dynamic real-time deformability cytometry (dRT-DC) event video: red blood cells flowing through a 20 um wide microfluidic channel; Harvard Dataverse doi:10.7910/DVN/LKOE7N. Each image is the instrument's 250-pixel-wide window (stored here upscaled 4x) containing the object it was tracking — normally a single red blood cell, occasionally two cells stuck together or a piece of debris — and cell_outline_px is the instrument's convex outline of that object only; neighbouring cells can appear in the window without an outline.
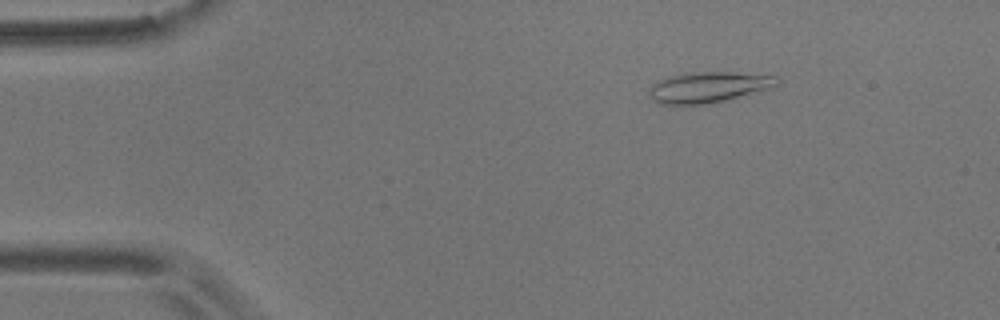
{"species": "common noctule bat (a hibernating species)", "species_latin": "Nyctalus noctula", "temperature_condition": "room temperature", "stored_images_in_passage": 15, "camera_frame_rate_fps": 3000, "um_per_image_px": 0.085, "animal": {"sex": "male", "body_mass_g": 17.9}, "frame": {"image": 1, "passage_image": 3, "time_ms": 2.333, "image_size_px": [1000, 320], "cell_outline_px": [[780, 80], [776, 88], [724, 100], [704, 104], [660, 104], [648, 96], [648, 88], [652, 84], [668, 76], [684, 72], [732, 72], [776, 76]], "centroid_in_image_um": [60.23, 7.4], "position_along_channel_um": 24.8, "area_um2": 23.18}}
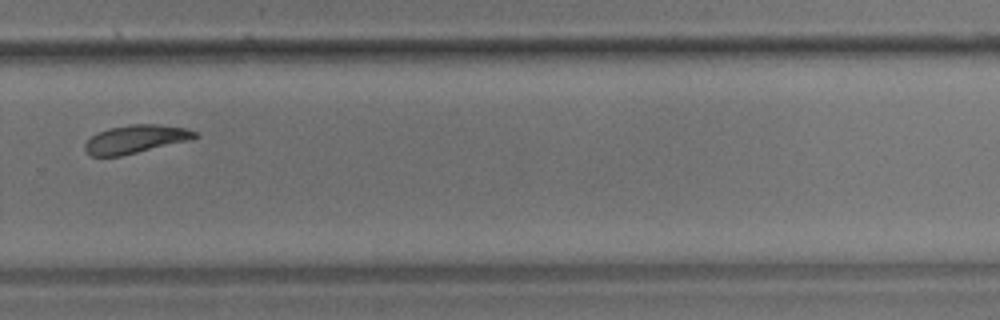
{"frame": {"image": 2, "passage_image": 11, "time_ms": 12.667, "image_size_px": [1000, 320], "cell_outline_px": [[200, 136], [192, 140], [120, 156], [92, 156], [84, 148], [84, 144], [92, 136], [108, 128], [132, 124], [156, 124], [184, 128], [196, 132]], "centroid_in_image_um": [11.56, 11.83], "position_along_channel_um": 318.2, "area_um2": 17.98}}
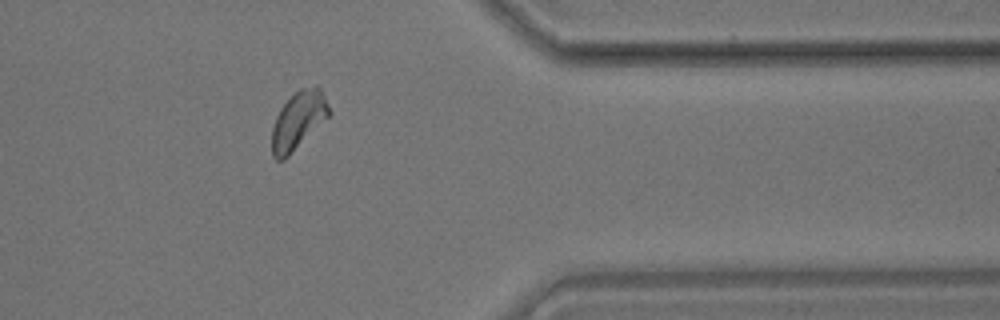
{"frame": {"image": 3, "passage_image": 13, "time_ms": 15.0, "image_size_px": [1000, 320], "cell_outline_px": [[332, 112], [284, 160], [276, 160], [272, 156], [272, 128], [276, 116], [280, 108], [300, 88], [316, 84], [320, 88]], "centroid_in_image_um": [25.34, 10.21], "position_along_channel_um": 386.1, "area_um2": 18.96}, "authors_computed_cell_mechanics": {"area_um2": 18.6694, "velocity_mm_per_s": 3.5297, "shape_relaxation_time_tau1_ms": 5.9569, "shape_relaxation_time_tau2_ms": 2.8866, "deformation_change_tau1": 0.145, "deformation_change_tau2": 0.0831}}